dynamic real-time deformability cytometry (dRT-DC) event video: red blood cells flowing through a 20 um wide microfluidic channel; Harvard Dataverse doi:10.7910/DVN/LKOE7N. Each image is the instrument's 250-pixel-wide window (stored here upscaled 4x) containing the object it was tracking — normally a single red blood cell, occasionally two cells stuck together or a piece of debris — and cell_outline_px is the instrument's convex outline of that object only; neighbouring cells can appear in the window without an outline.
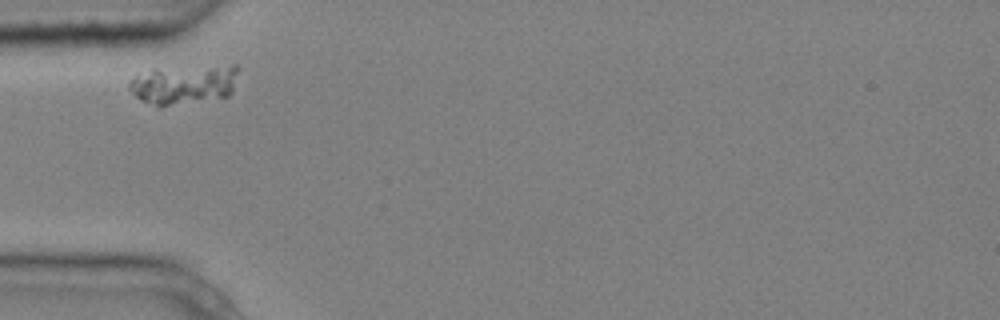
{"species": "common noctule bat (a hibernating species)", "species_latin": "Nyctalus noctula", "temperature_condition": "cold", "stored_images_in_passage": 4, "camera_frame_rate_fps": 3000, "um_per_image_px": 0.085, "animal": {"sex": "male", "body_mass_g": 20.4}, "frame": {"image": 1, "passage_image": 1, "time_ms": 0.0, "image_size_px": [1000, 320], "cell_outline_px": [[240, 68], [232, 92], [228, 96], [160, 108], [156, 108], [140, 100], [128, 88], [128, 84], [132, 76], [152, 68], [232, 64], [236, 64]], "centroid_in_image_um": [15.61, 7.16], "position_along_channel_um": 69.4, "area_um2": 26.13}}
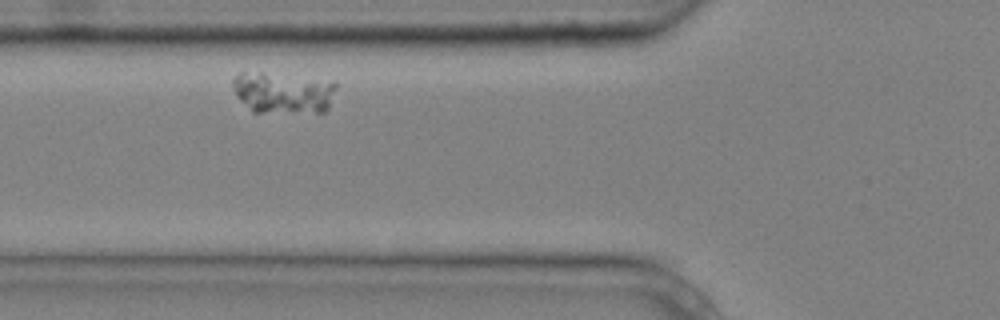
{"frame": {"image": 2, "passage_image": 2, "time_ms": 0.333, "image_size_px": [1000, 320], "cell_outline_px": [[336, 88], [328, 108], [324, 112], [252, 112], [240, 100], [232, 84], [232, 80], [240, 72], [260, 72], [336, 84]], "centroid_in_image_um": [23.99, 7.92], "position_along_channel_um": 101.8, "area_um2": 23.99}}
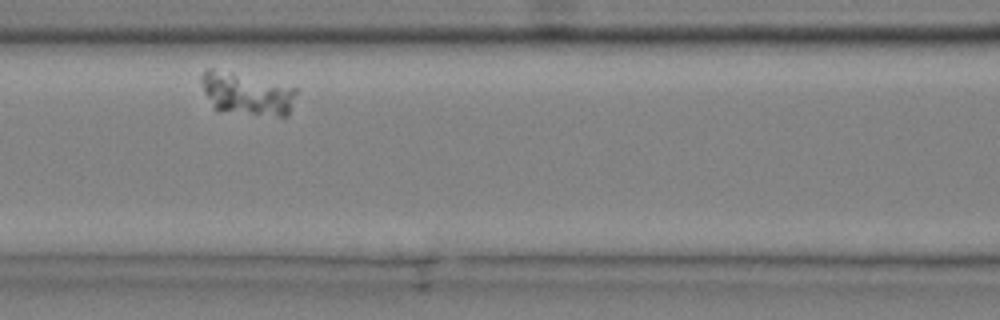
{"frame": {"image": 3, "passage_image": 3, "time_ms": 0.667, "image_size_px": [1000, 320], "cell_outline_px": [[296, 92], [288, 116], [276, 116], [220, 112], [216, 108], [204, 92], [200, 80], [200, 76], [208, 68], [212, 68], [232, 72], [296, 88]], "centroid_in_image_um": [20.95, 7.98], "position_along_channel_um": 145.7, "area_um2": 23.29}}